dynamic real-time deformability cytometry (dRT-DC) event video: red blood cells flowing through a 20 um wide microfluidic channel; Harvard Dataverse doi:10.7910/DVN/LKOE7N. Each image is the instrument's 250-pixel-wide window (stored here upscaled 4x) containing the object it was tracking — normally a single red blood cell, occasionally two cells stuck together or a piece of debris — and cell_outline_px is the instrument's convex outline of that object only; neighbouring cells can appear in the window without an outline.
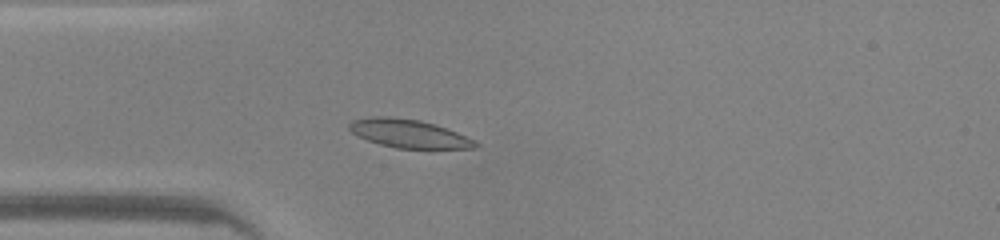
{"species": "common noctule bat (a hibernating species)", "species_latin": "Nyctalus noctula", "temperature_condition": "warm", "stored_images_in_passage": 36, "camera_frame_rate_fps": 3000, "um_per_image_px": 0.085, "animal": {"sex": "male", "body_mass_g": 20.0, "forearm_length_mm": 53.3}, "frame": {"image": 1, "passage_image": 1, "time_ms": 0.0, "image_size_px": [1000, 240], "cell_outline_px": [[480, 144], [476, 148], [396, 148], [380, 144], [368, 140], [352, 132], [348, 128], [348, 124], [352, 120], [376, 116], [388, 116], [420, 120], [456, 132], [476, 140]], "centroid_in_image_um": [34.75, 11.35], "position_along_channel_um": 50.3, "area_um2": 20.58}}
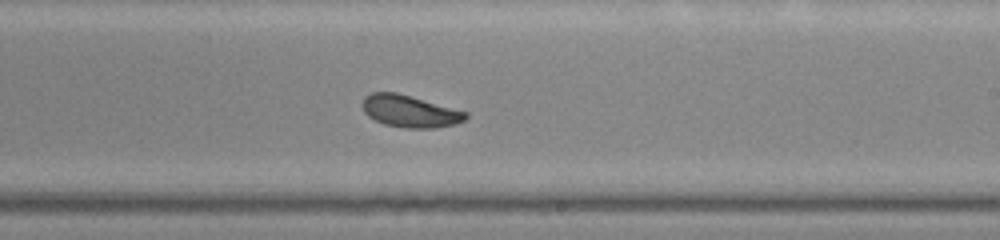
{"frame": {"image": 2, "passage_image": 16, "time_ms": 5.0, "image_size_px": [1000, 240], "cell_outline_px": [[468, 116], [464, 120], [456, 124], [436, 128], [404, 128], [384, 124], [368, 116], [364, 112], [364, 96], [372, 92], [396, 92], [468, 112]], "centroid_in_image_um": [34.86, 9.46], "position_along_channel_um": 254.1, "area_um2": 19.19}}
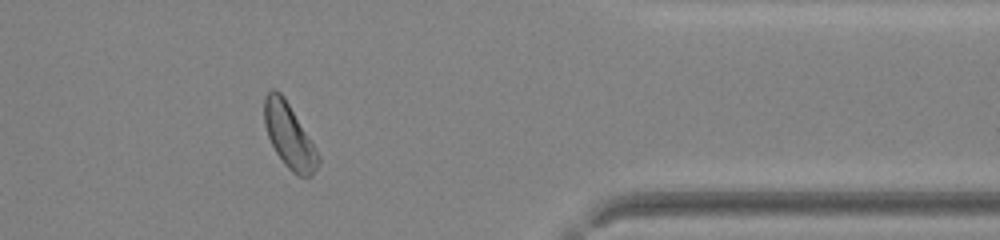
{"frame": {"image": 3, "passage_image": 27, "time_ms": 8.667, "image_size_px": [1000, 240], "cell_outline_px": [[320, 160], [312, 176], [296, 176], [284, 164], [276, 152], [268, 136], [264, 124], [264, 96], [272, 88], [280, 92], [284, 96], [320, 156]], "centroid_in_image_um": [24.56, 11.54], "position_along_channel_um": 386.8, "area_um2": 20.0}, "authors_computed_cell_mechanics": {"area_um2": 19.9988, "velocity_mm_per_s": 4.2221, "shape_relaxation_time_tau1_ms": 2.3652, "shape_relaxation_time_tau2_ms": 1.2612, "deformation_change_tau1": 0.107, "deformation_change_tau2": 0.0589}}